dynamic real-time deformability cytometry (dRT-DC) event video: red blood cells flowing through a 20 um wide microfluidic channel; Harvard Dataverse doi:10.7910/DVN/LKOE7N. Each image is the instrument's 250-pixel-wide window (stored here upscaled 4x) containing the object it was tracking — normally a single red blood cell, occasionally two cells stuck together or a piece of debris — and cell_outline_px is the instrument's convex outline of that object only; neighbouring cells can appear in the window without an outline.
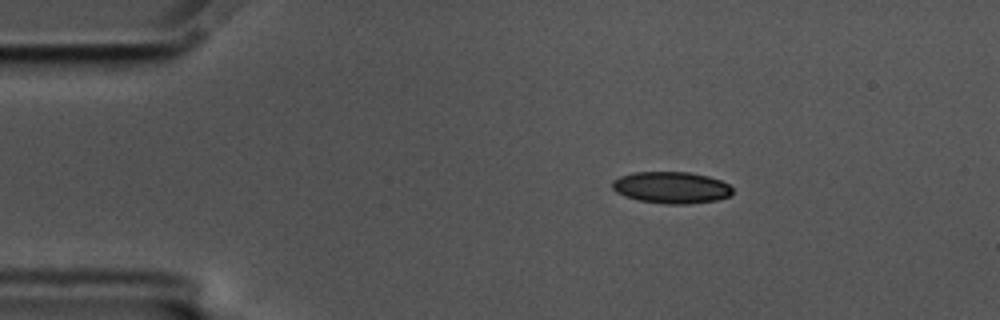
{"species": "common noctule bat (a hibernating species)", "species_latin": "Nyctalus noctula", "temperature_condition": "cold", "stored_images_in_passage": 49, "camera_frame_rate_fps": 3000, "um_per_image_px": 0.085, "animal": {"sex": "male", "body_mass_g": 17.5, "forearm_length_mm": 52.3}, "frame": {"image": 1, "passage_image": 1, "time_ms": 0.0, "image_size_px": [1000, 320], "cell_outline_px": [[732, 192], [728, 196], [716, 200], [688, 204], [664, 204], [640, 200], [624, 196], [616, 192], [612, 188], [612, 180], [620, 176], [636, 172], [688, 172], [708, 176], [720, 180], [728, 184], [732, 188]], "centroid_in_image_um": [57.04, 15.94], "position_along_channel_um": 28.0, "area_um2": 22.14}}
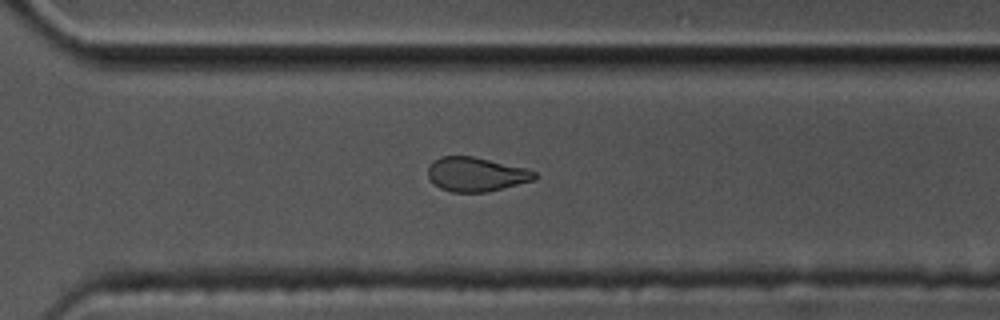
{"frame": {"image": 2, "passage_image": 32, "time_ms": 10.333, "image_size_px": [1000, 320], "cell_outline_px": [[540, 176], [536, 180], [488, 192], [452, 192], [440, 188], [428, 176], [428, 164], [432, 160], [440, 156], [472, 156], [524, 168], [536, 172]], "centroid_in_image_um": [40.48, 14.82], "position_along_channel_um": 330.1, "area_um2": 21.33}}
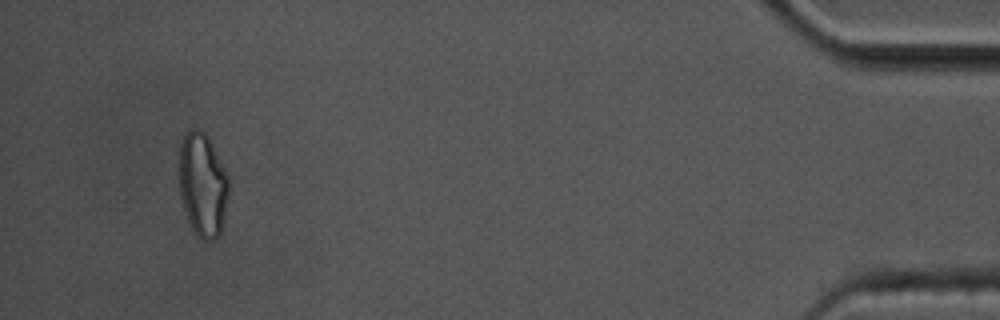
{"frame": {"image": 3, "passage_image": 46, "time_ms": 15.0, "image_size_px": [1000, 320], "cell_outline_px": [[228, 192], [224, 216], [220, 232], [216, 240], [200, 240], [192, 228], [188, 220], [180, 196], [180, 140], [192, 128], [196, 128], [204, 132], [208, 136], [228, 176]], "centroid_in_image_um": [17.22, 15.71], "position_along_channel_um": 418.0, "area_um2": 29.71}, "authors_computed_cell_mechanics": {"area_um2": 22.6576, "velocity_mm_per_s": 3.4603, "shape_relaxation_time_tau1_ms": null, "shape_relaxation_time_tau2_ms": 3.0989, "deformation_change_tau1": null, "deformation_change_tau2": 0.0942}}